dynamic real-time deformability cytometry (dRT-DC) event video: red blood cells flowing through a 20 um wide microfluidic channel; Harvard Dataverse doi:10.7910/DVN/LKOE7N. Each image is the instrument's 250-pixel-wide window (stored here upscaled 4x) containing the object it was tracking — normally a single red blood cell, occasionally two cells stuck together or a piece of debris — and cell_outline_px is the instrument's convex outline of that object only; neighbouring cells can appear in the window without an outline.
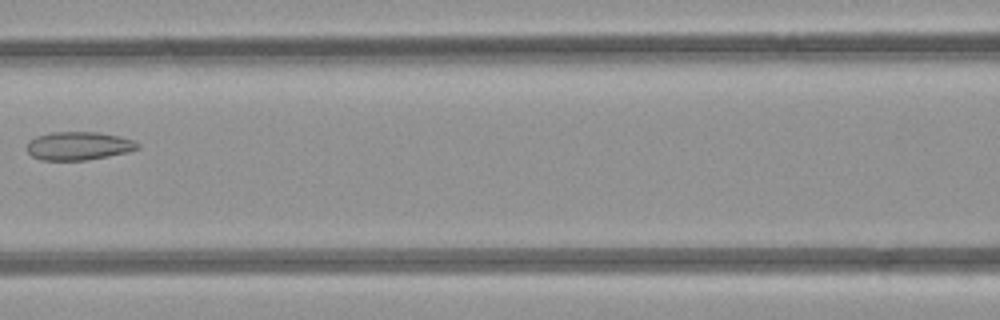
{"species": "common noctule bat (a hibernating species)", "species_latin": "Nyctalus noctula", "temperature_condition": "room temperature", "stored_images_in_passage": 4, "camera_frame_rate_fps": 3000, "um_per_image_px": 0.085, "animal": {"sex": "female", "body_mass_g": 21.9}, "frame": {"image": 1, "passage_image": 3, "time_ms": 2.333, "image_size_px": [1000, 320], "cell_outline_px": [[140, 148], [128, 152], [88, 160], [40, 160], [32, 156], [28, 152], [28, 140], [36, 136], [52, 132], [96, 132], [120, 136], [132, 140], [140, 144]], "centroid_in_image_um": [6.68, 12.4], "position_along_channel_um": 159.9, "area_um2": 18.32}}
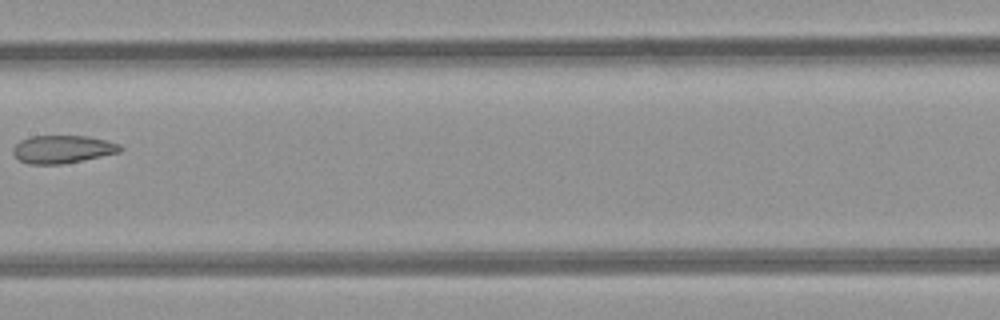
{"frame": {"image": 2, "passage_image": 4, "time_ms": 3.333, "image_size_px": [1000, 320], "cell_outline_px": [[124, 148], [120, 152], [60, 164], [28, 164], [20, 160], [12, 152], [12, 148], [20, 140], [32, 136], [88, 136], [108, 140], [120, 144]], "centroid_in_image_um": [5.32, 12.67], "position_along_channel_um": 202.1, "area_um2": 17.34}}